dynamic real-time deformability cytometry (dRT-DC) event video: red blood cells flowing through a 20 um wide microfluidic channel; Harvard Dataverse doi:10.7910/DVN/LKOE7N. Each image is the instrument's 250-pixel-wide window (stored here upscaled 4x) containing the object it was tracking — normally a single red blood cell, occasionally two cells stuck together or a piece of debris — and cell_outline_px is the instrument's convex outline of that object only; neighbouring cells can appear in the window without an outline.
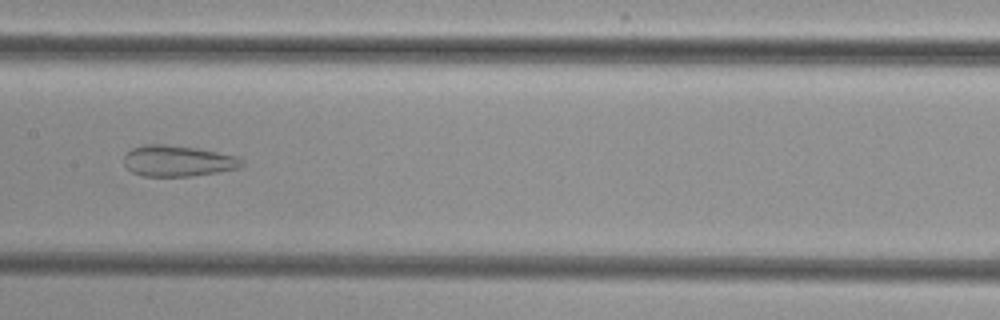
{"species": "common noctule bat (a hibernating species)", "species_latin": "Nyctalus noctula", "temperature_condition": "cold", "stored_images_in_passage": 53, "camera_frame_rate_fps": 3000, "um_per_image_px": 0.085, "animal": {"sex": "female", "body_mass_g": 29.2, "forearm_length_mm": 56.3}, "frame": {"image": 1, "passage_image": 27, "time_ms": 8.667, "image_size_px": [1000, 320], "cell_outline_px": [[244, 164], [240, 168], [192, 176], [144, 176], [132, 172], [124, 164], [124, 156], [132, 148], [144, 144], [164, 144], [196, 148], [236, 156]], "centroid_in_image_um": [15.09, 13.68], "position_along_channel_um": 192.3, "area_um2": 21.1}}
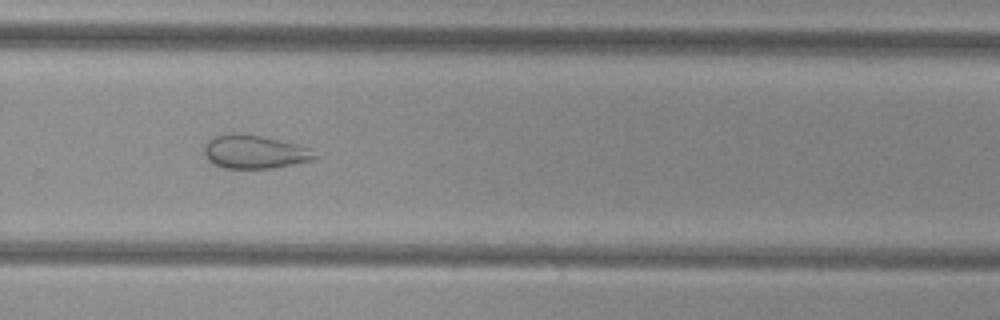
{"frame": {"image": 2, "passage_image": 36, "time_ms": 11.667, "image_size_px": [1000, 320], "cell_outline_px": [[320, 156], [312, 160], [272, 168], [224, 168], [212, 164], [208, 160], [204, 152], [204, 148], [208, 140], [216, 136], [228, 132], [232, 132], [260, 136], [296, 144], [308, 148]], "centroid_in_image_um": [21.61, 12.91], "position_along_channel_um": 308.2, "area_um2": 21.44}}
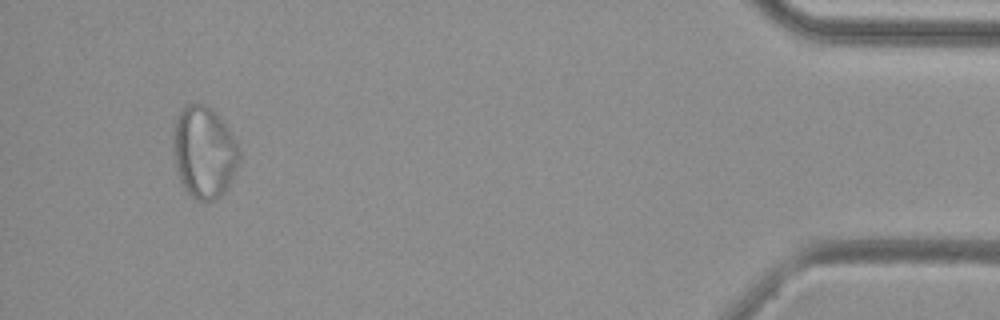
{"frame": {"image": 3, "passage_image": 50, "time_ms": 16.333, "image_size_px": [1000, 320], "cell_outline_px": [[240, 156], [232, 180], [224, 192], [220, 196], [212, 200], [196, 200], [184, 188], [176, 172], [172, 152], [172, 132], [176, 116], [188, 104], [204, 104], [212, 108], [220, 116], [240, 144]], "centroid_in_image_um": [17.34, 12.91], "position_along_channel_um": 417.9, "area_um2": 36.01}}